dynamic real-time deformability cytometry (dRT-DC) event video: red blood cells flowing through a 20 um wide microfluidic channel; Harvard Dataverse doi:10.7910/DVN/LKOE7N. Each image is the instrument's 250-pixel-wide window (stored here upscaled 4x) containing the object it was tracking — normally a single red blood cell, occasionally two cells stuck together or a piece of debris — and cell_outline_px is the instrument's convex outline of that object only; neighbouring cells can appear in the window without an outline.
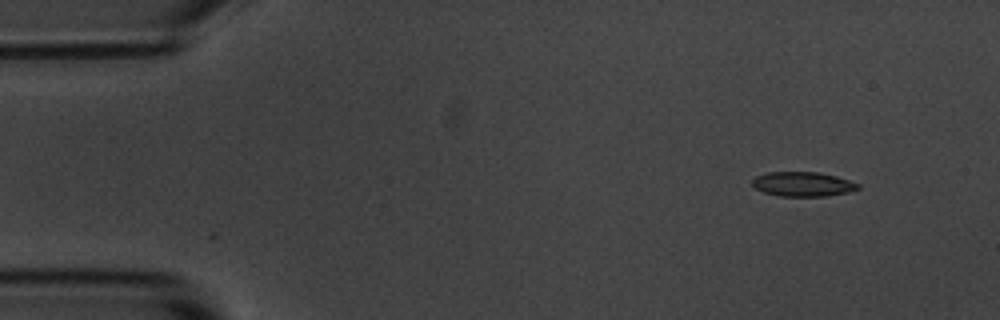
{"species": "common noctule bat (a hibernating species)", "species_latin": "Nyctalus noctula", "temperature_condition": "room temperature", "stored_images_in_passage": 11, "camera_frame_rate_fps": 3000, "um_per_image_px": 0.085, "animal": {"sex": "male", "body_mass_g": 20.1, "forearm_length_mm": 53.5}, "frame": {"image": 1, "passage_image": 1, "time_ms": 0.0, "image_size_px": [1000, 320], "cell_outline_px": [[860, 188], [848, 192], [824, 196], [780, 196], [764, 192], [756, 188], [752, 184], [752, 180], [756, 176], [768, 172], [820, 172], [836, 176], [860, 184]], "centroid_in_image_um": [68.24, 15.64], "position_along_channel_um": 16.8, "area_um2": 15.03}}
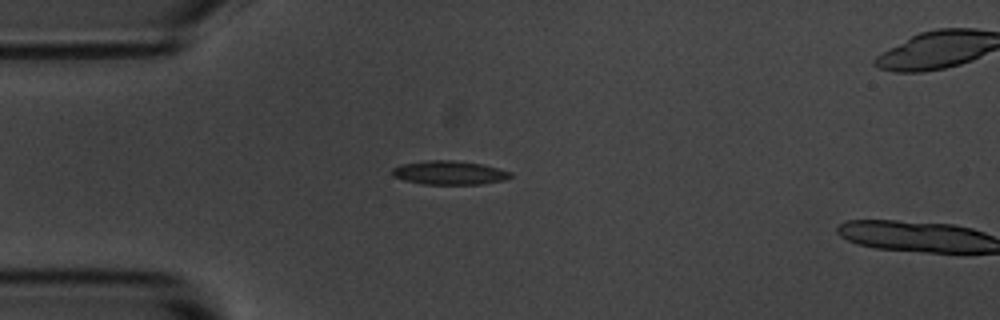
{"frame": {"image": 2, "passage_image": 10, "time_ms": 3.0, "image_size_px": [1000, 320], "cell_outline_px": [[512, 176], [504, 180], [480, 184], [424, 184], [404, 180], [392, 176], [392, 168], [400, 164], [424, 160], [452, 160], [480, 164], [512, 172]], "centroid_in_image_um": [38.14, 14.68], "position_along_channel_um": 46.9, "area_um2": 16.36}}